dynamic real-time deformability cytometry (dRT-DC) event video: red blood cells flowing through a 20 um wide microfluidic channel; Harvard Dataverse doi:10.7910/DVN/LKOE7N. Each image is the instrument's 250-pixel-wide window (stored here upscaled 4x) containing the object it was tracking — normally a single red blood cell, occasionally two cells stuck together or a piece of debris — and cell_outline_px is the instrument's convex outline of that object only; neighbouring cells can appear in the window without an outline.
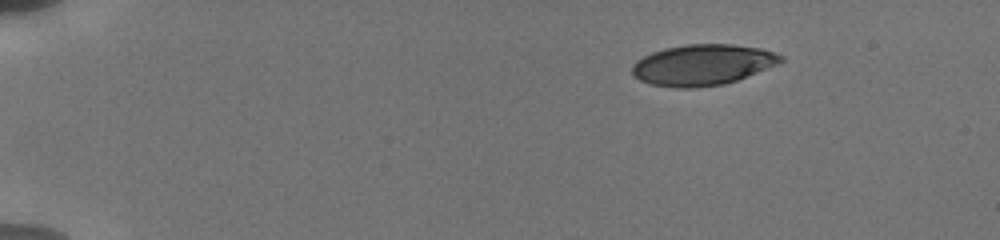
{"species": "human", "species_latin": "Homo sapiens", "temperature_condition": "cold", "stored_images_in_passage": 15, "camera_frame_rate_fps": 3000, "um_per_image_px": 0.085, "donor": {"sex": "male"}, "frame": {"image": 1, "passage_image": 1, "time_ms": 0.0, "image_size_px": [1000, 240], "cell_outline_px": [[784, 60], [776, 64], [736, 80], [724, 84], [696, 88], [676, 88], [652, 84], [640, 80], [632, 76], [632, 64], [636, 60], [652, 52], [664, 48], [688, 44], [732, 44], [760, 48], [784, 56]], "centroid_in_image_um": [59.67, 5.51], "position_along_channel_um": 25.3, "area_um2": 35.26}}
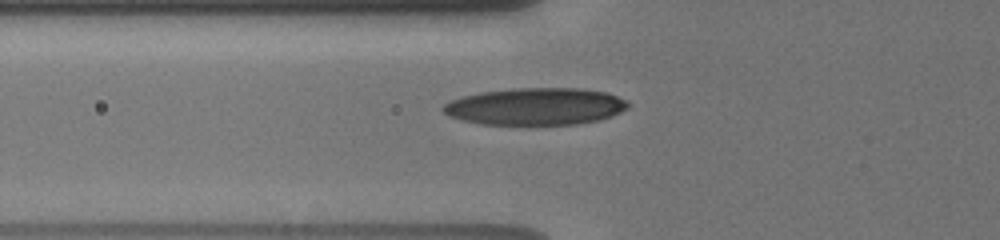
{"frame": {"image": 2, "passage_image": 14, "time_ms": 4.333, "image_size_px": [1000, 240], "cell_outline_px": [[628, 108], [612, 116], [600, 120], [576, 124], [480, 124], [448, 116], [440, 108], [444, 104], [460, 96], [480, 92], [512, 88], [584, 88], [604, 92], [628, 100]], "centroid_in_image_um": [45.51, 9.04], "position_along_channel_um": 80.3, "area_um2": 40.11}}